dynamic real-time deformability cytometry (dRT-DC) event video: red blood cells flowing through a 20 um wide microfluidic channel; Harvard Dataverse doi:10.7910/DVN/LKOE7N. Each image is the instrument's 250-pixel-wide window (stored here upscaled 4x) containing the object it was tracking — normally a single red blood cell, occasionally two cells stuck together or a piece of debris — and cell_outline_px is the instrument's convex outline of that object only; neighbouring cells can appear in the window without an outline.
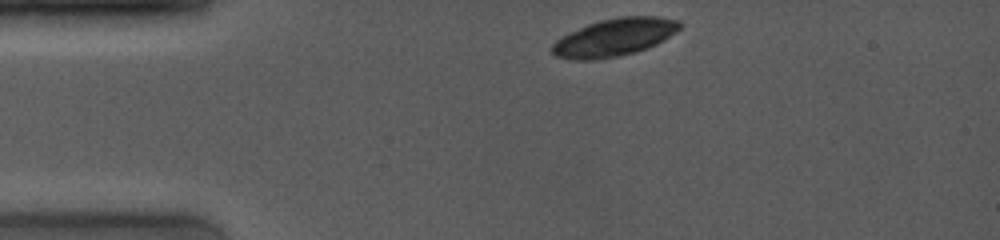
{"species": "common noctule bat (a hibernating species)", "species_latin": "Nyctalus noctula", "temperature_condition": "room temperature", "stored_images_in_passage": 6, "camera_frame_rate_fps": 4000, "um_per_image_px": 0.085, "animal": {"sex": "female", "body_mass_g": 19.0, "forearm_length_mm": 53.3}, "frame": {"image": 1, "passage_image": 1, "time_ms": 0.0, "image_size_px": [1000, 240], "cell_outline_px": [[680, 28], [656, 44], [648, 48], [636, 52], [596, 60], [572, 60], [556, 56], [552, 52], [552, 44], [560, 36], [588, 24], [600, 20], [620, 16], [660, 16], [680, 20]], "centroid_in_image_um": [52.2, 3.17], "position_along_channel_um": 32.8, "area_um2": 27.98}}